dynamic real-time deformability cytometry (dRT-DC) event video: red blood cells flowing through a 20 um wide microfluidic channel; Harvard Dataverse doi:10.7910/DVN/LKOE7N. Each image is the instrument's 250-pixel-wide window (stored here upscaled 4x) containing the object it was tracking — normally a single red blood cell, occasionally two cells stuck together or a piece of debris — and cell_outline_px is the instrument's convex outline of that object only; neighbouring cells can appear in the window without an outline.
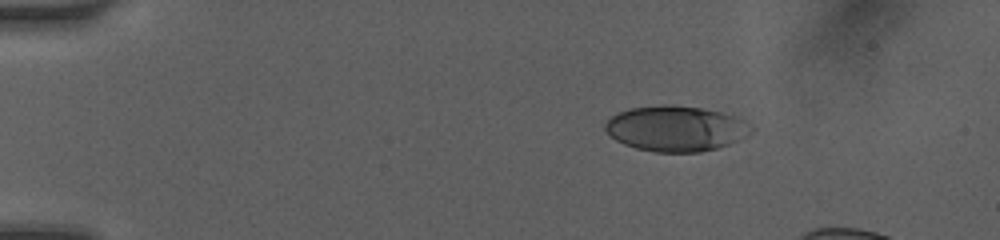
{"species": "human", "species_latin": "Homo sapiens", "temperature_condition": "room temperature", "stored_images_in_passage": 11, "camera_frame_rate_fps": 3000, "um_per_image_px": 0.085, "donor": {"sex": "female"}, "frame": {"image": 1, "passage_image": 5, "time_ms": 2.0, "image_size_px": [1000, 240], "cell_outline_px": [[752, 132], [748, 136], [728, 144], [716, 148], [700, 152], [656, 152], [636, 148], [624, 144], [616, 140], [604, 128], [604, 124], [612, 116], [620, 112], [632, 108], [664, 104], [704, 108], [724, 112], [736, 116], [752, 128]], "centroid_in_image_um": [57.46, 10.92], "position_along_channel_um": 27.5, "area_um2": 38.49}}
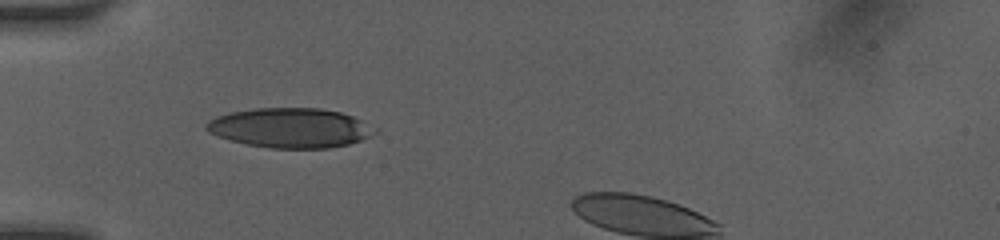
{"frame": {"image": 2, "passage_image": 10, "time_ms": 4.667, "image_size_px": [1000, 240], "cell_outline_px": [[380, 132], [360, 140], [348, 144], [328, 148], [272, 148], [248, 144], [216, 136], [208, 132], [204, 128], [204, 124], [208, 120], [216, 116], [232, 112], [256, 108], [320, 108], [340, 112], [352, 116], [380, 128]], "centroid_in_image_um": [24.7, 10.86], "position_along_channel_um": 60.3, "area_um2": 39.13}}
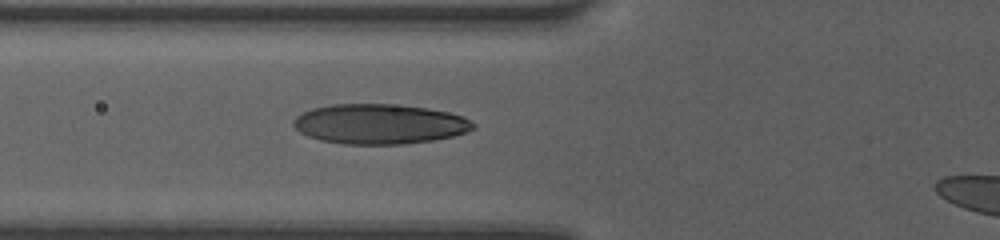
{"frame": {"image": 3, "passage_image": 11, "time_ms": 5.667, "image_size_px": [1000, 240], "cell_outline_px": [[476, 128], [468, 132], [452, 136], [432, 140], [404, 144], [344, 144], [320, 140], [308, 136], [300, 132], [292, 124], [292, 120], [296, 116], [312, 108], [332, 104], [388, 104], [428, 108], [448, 112], [464, 116], [476, 124]], "centroid_in_image_um": [32.27, 10.54], "position_along_channel_um": 93.5, "area_um2": 41.96}}